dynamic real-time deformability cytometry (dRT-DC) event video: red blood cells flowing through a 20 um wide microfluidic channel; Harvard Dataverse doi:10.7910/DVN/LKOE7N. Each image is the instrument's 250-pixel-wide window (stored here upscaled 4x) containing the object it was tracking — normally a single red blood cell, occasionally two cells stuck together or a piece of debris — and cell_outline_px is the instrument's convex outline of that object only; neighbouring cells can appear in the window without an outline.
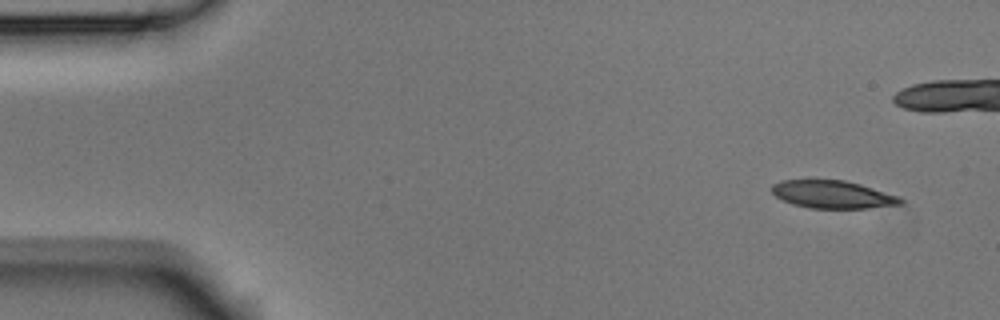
{"species": "Egyptian fruit bat (a non-hibernating species)", "species_latin": "Rousettus aegyptiacus", "temperature_condition": "room temperature", "stored_images_in_passage": 12, "camera_frame_rate_fps": 3000, "um_per_image_px": 0.085, "animal": {"sex": "male"}, "frame": {"image": 1, "passage_image": 1, "time_ms": 0.0, "image_size_px": [1000, 320], "cell_outline_px": [[904, 204], [868, 208], [808, 208], [792, 204], [776, 196], [772, 192], [772, 184], [780, 180], [844, 180], [860, 184], [900, 196], [904, 200]], "centroid_in_image_um": [70.8, 16.53], "position_along_channel_um": 14.2, "area_um2": 20.87}}
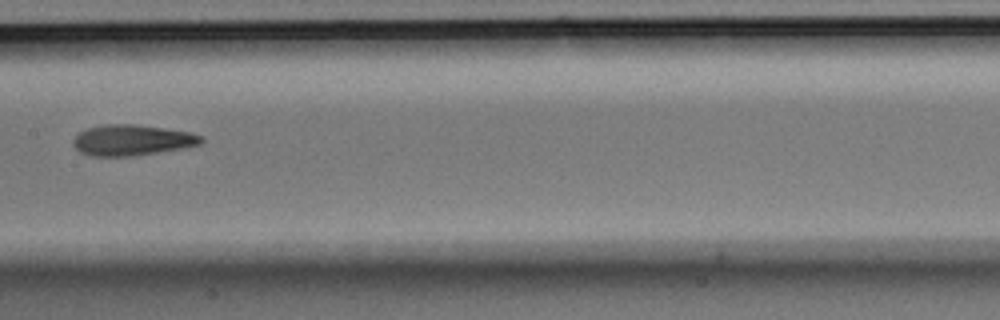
{"frame": {"image": 2, "passage_image": 9, "time_ms": 2.667, "image_size_px": [1000, 320], "cell_outline_px": [[204, 140], [200, 144], [180, 148], [132, 156], [92, 156], [80, 152], [72, 144], [72, 140], [80, 132], [88, 128], [104, 124], [132, 124], [164, 128], [188, 132], [204, 136]], "centroid_in_image_um": [11.2, 11.91], "position_along_channel_um": 196.2, "area_um2": 22.72}}
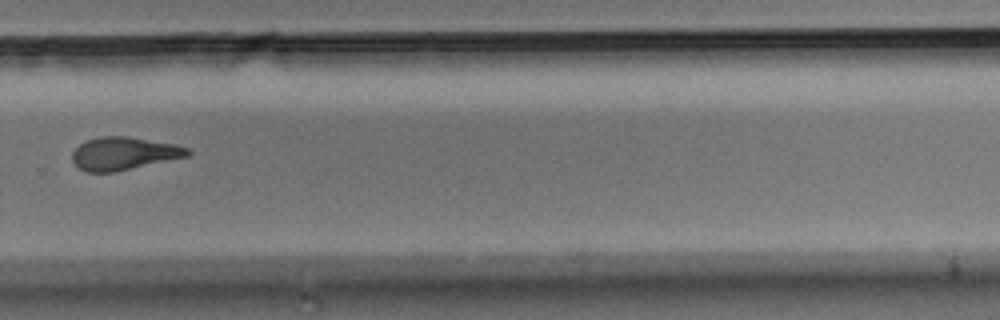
{"frame": {"image": 3, "passage_image": 12, "time_ms": 3.667, "image_size_px": [1000, 320], "cell_outline_px": [[192, 152], [188, 156], [116, 172], [88, 172], [80, 168], [72, 160], [72, 152], [80, 144], [88, 140], [100, 136], [128, 136], [172, 144], [188, 148]], "centroid_in_image_um": [10.52, 13.05], "position_along_channel_um": 319.3, "area_um2": 21.91}}